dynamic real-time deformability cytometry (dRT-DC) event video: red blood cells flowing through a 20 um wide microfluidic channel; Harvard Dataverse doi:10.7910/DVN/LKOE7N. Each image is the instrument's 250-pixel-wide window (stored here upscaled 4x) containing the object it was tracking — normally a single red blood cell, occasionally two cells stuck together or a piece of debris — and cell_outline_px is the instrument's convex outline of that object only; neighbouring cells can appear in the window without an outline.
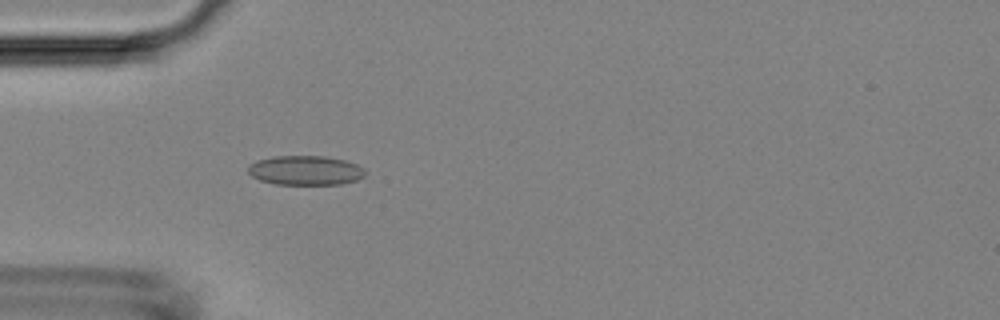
{"species": "Egyptian fruit bat (a non-hibernating species)", "species_latin": "Rousettus aegyptiacus", "temperature_condition": "room temperature", "stored_images_in_passage": 4, "camera_frame_rate_fps": 3000, "um_per_image_px": 0.085, "animal": {"sex": "female"}, "frame": {"image": 1, "passage_image": 4, "time_ms": 4.0, "image_size_px": [1000, 320], "cell_outline_px": [[368, 172], [364, 176], [356, 180], [340, 184], [276, 184], [260, 180], [252, 176], [248, 172], [248, 164], [256, 160], [272, 156], [324, 156], [344, 160], [356, 164], [364, 168]], "centroid_in_image_um": [25.95, 14.47], "position_along_channel_um": 59.0, "area_um2": 20.17}}